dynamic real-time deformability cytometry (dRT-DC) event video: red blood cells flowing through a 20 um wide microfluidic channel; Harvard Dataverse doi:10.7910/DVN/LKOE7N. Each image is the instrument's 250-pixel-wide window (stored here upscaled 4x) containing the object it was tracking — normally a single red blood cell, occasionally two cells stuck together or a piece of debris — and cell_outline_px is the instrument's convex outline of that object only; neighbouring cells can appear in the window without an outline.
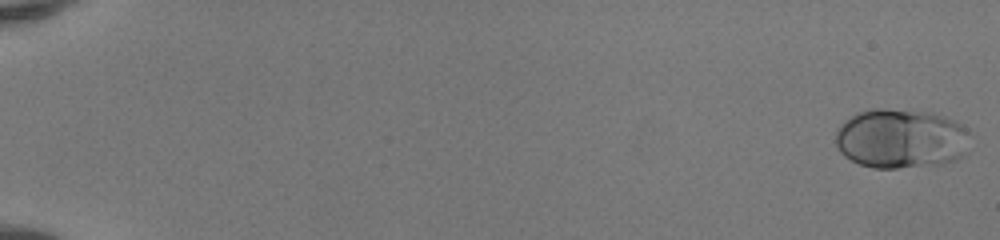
{"species": "human", "species_latin": "Homo sapiens", "temperature_condition": "room temperature", "stored_images_in_passage": 51, "camera_frame_rate_fps": 3000, "um_per_image_px": 0.085, "donor": {"sex": "female"}, "frame": {"image": 1, "passage_image": 1, "time_ms": 0.0, "image_size_px": [1000, 240], "cell_outline_px": [[968, 152], [964, 156], [956, 160], [944, 164], [896, 168], [872, 168], [860, 164], [844, 156], [840, 152], [836, 144], [836, 128], [844, 120], [856, 112], [872, 108], [884, 108], [928, 112], [944, 116], [956, 120], [968, 128]], "centroid_in_image_um": [76.6, 11.78], "position_along_channel_um": 8.4, "area_um2": 47.51}}
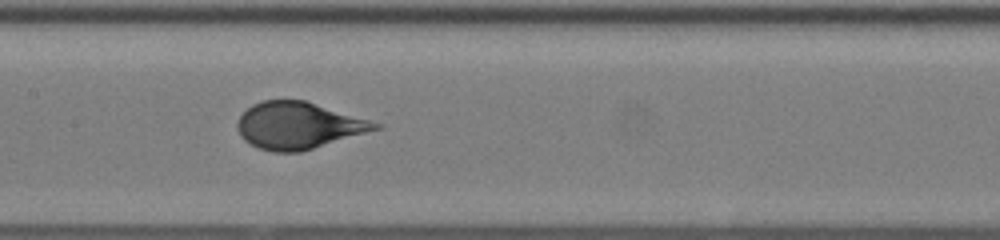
{"frame": {"image": 2, "passage_image": 28, "time_ms": 9.0, "image_size_px": [1000, 240], "cell_outline_px": [[384, 128], [300, 152], [272, 152], [260, 148], [244, 140], [240, 136], [236, 128], [236, 124], [240, 116], [252, 104], [264, 100], [304, 100], [384, 124]], "centroid_in_image_um": [25.39, 10.67], "position_along_channel_um": 182.0, "area_um2": 37.69}}
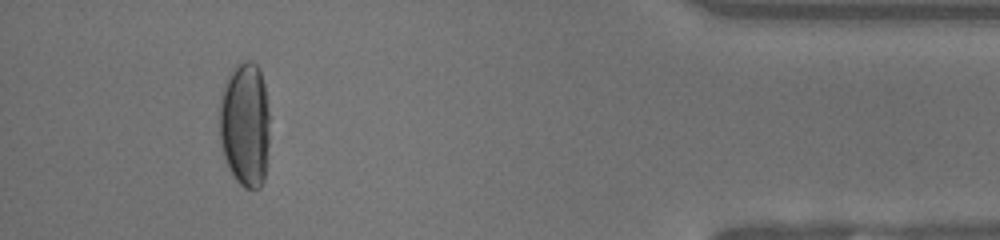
{"frame": {"image": 3, "passage_image": 48, "time_ms": 15.667, "image_size_px": [1000, 240], "cell_outline_px": [[268, 144], [264, 180], [260, 188], [244, 188], [236, 180], [228, 168], [220, 144], [220, 92], [228, 72], [240, 60], [252, 60], [260, 68], [264, 84], [268, 108]], "centroid_in_image_um": [20.8, 10.52], "position_along_channel_um": 414.4, "area_um2": 37.11}}